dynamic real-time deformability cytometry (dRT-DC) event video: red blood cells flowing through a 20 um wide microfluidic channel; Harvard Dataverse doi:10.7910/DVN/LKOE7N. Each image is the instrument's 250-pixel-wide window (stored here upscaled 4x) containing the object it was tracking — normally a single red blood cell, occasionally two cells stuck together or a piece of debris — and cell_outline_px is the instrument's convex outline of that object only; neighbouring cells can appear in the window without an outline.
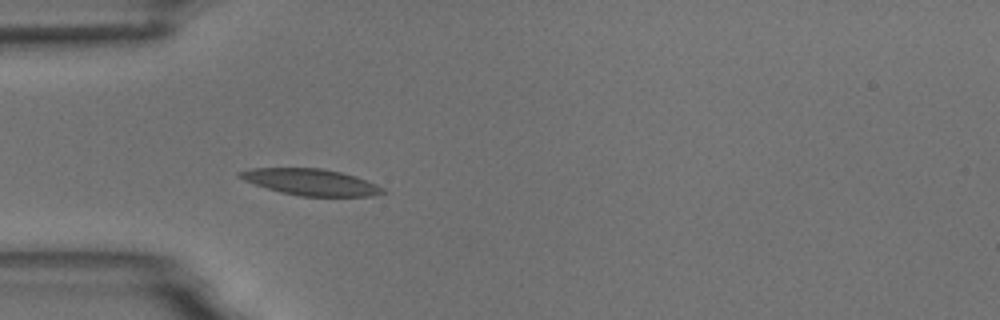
{"species": "common noctule bat (a hibernating species)", "species_latin": "Nyctalus noctula", "temperature_condition": "room temperature", "stored_images_in_passage": 5, "camera_frame_rate_fps": 3000, "um_per_image_px": 0.085, "animal": {"sex": "male", "body_mass_g": 18.8}, "frame": {"image": 1, "passage_image": 5, "time_ms": 4.667, "image_size_px": [1000, 320], "cell_outline_px": [[388, 192], [372, 196], [300, 196], [280, 192], [244, 180], [236, 176], [236, 172], [252, 168], [320, 168], [340, 172], [356, 176], [376, 184], [384, 188]], "centroid_in_image_um": [26.43, 15.47], "position_along_channel_um": 58.6, "area_um2": 21.96}}